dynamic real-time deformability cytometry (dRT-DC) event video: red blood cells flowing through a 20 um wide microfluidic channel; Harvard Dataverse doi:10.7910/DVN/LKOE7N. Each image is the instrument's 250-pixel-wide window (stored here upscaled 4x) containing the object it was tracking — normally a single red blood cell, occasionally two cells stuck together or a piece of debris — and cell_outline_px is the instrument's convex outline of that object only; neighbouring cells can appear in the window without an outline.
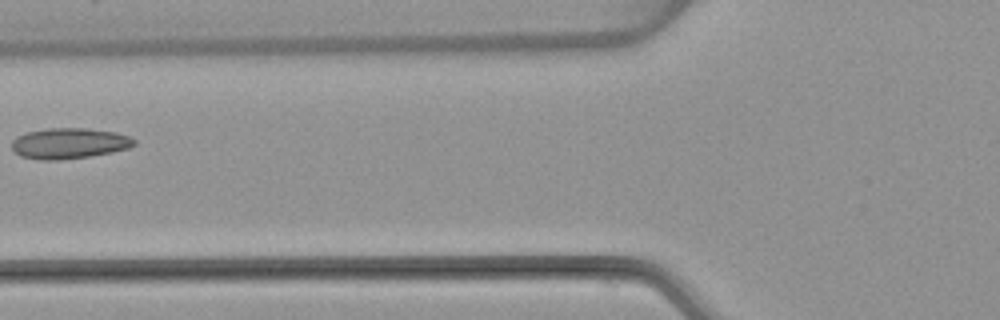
{"species": "common noctule bat (a hibernating species)", "species_latin": "Nyctalus noctula", "temperature_condition": "warm", "stored_images_in_passage": 6, "camera_frame_rate_fps": 3000, "um_per_image_px": 0.085, "animal": {"sex": "female", "body_mass_g": 22.7, "forearm_length_mm": 54.2}, "frame": {"image": 1, "passage_image": 6, "time_ms": 6.333, "image_size_px": [1000, 320], "cell_outline_px": [[136, 144], [128, 148], [112, 152], [88, 156], [56, 160], [40, 160], [20, 156], [12, 148], [12, 140], [16, 136], [28, 132], [48, 128], [88, 128], [116, 132], [128, 136], [136, 140]], "centroid_in_image_um": [5.88, 12.18], "position_along_channel_um": 119.9, "area_um2": 21.85}}